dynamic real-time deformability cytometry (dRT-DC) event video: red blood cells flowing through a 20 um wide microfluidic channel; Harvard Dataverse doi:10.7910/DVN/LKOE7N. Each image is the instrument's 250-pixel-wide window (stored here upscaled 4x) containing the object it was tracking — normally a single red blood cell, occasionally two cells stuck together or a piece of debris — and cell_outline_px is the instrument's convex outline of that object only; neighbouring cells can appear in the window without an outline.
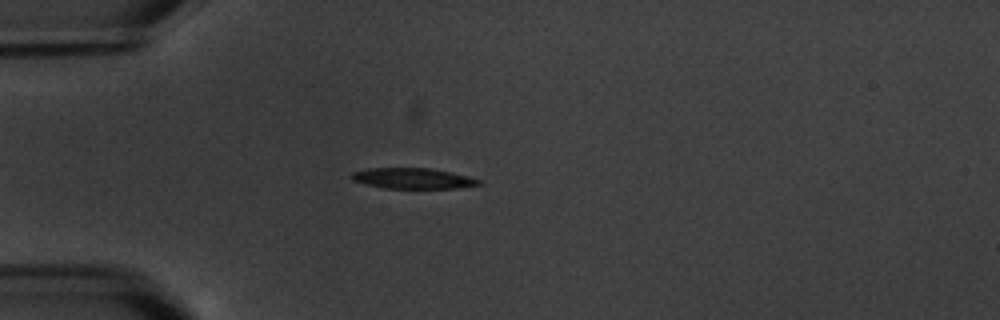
{"species": "common noctule bat (a hibernating species)", "species_latin": "Nyctalus noctula", "temperature_condition": "warm", "stored_images_in_passage": 3, "camera_frame_rate_fps": 3000, "um_per_image_px": 0.085, "animal": {"sex": "male", "body_mass_g": 20.1, "forearm_length_mm": 53.5}, "frame": {"image": 1, "passage_image": 3, "time_ms": 3.333, "image_size_px": [1000, 320], "cell_outline_px": [[484, 184], [456, 188], [384, 188], [352, 180], [348, 176], [352, 172], [368, 168], [432, 168], [468, 176], [480, 180]], "centroid_in_image_um": [35.09, 15.16], "position_along_channel_um": 49.9, "area_um2": 15.32}}